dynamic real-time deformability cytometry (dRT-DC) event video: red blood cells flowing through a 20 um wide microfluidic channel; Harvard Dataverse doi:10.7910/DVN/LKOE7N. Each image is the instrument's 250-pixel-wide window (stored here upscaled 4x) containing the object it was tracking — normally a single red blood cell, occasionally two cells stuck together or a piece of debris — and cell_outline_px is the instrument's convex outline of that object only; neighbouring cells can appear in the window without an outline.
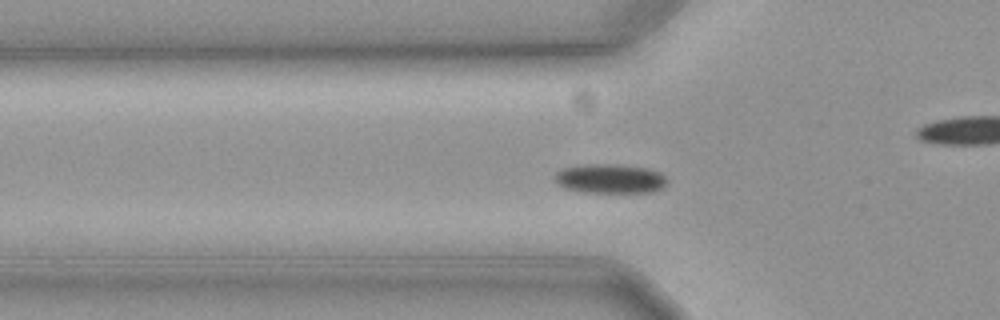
{"species": "common noctule bat (a hibernating species)", "species_latin": "Nyctalus noctula", "temperature_condition": "cold", "stored_images_in_passage": 49, "camera_frame_rate_fps": 3000, "um_per_image_px": 0.085, "animal": {"sex": "female", "body_mass_g": 19.3, "forearm_length_mm": 54.1}, "frame": {"image": 1, "passage_image": 15, "time_ms": 4.667, "image_size_px": [1000, 320], "cell_outline_px": [[668, 184], [652, 192], [584, 192], [564, 188], [556, 184], [556, 172], [564, 168], [588, 164], [608, 164], [648, 168], [660, 172], [668, 180]], "centroid_in_image_um": [51.87, 15.19], "position_along_channel_um": 73.9, "area_um2": 19.07}}
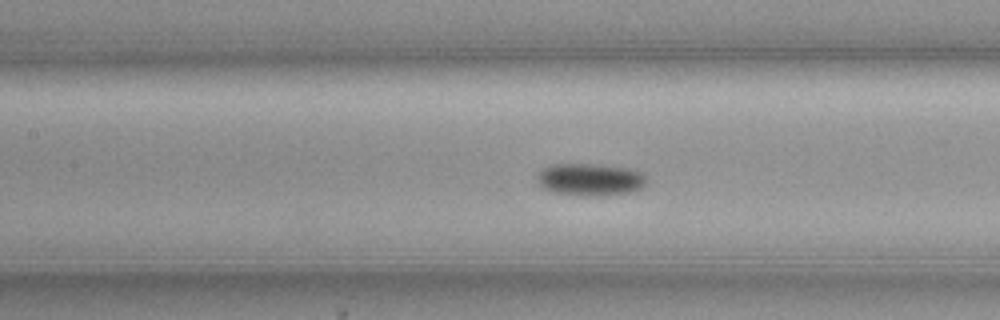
{"frame": {"image": 2, "passage_image": 22, "time_ms": 7.0, "image_size_px": [1000, 320], "cell_outline_px": [[648, 184], [632, 192], [604, 196], [580, 196], [552, 192], [544, 188], [536, 180], [536, 176], [544, 168], [552, 164], [600, 164], [632, 168], [644, 172], [648, 176]], "centroid_in_image_um": [50.25, 15.26], "position_along_channel_um": 157.2, "area_um2": 21.27}}
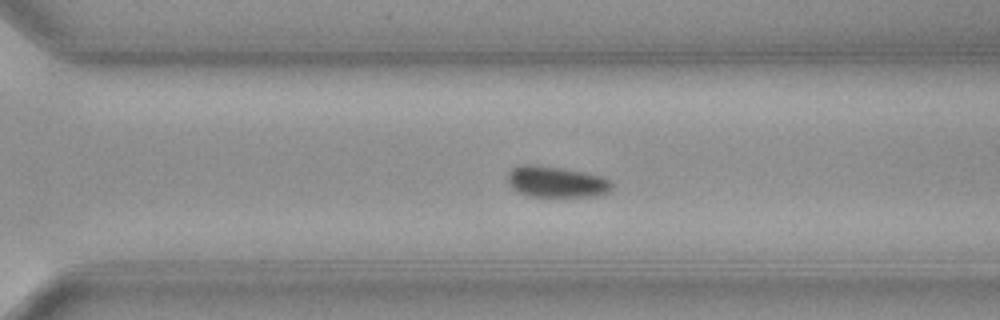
{"frame": {"image": 3, "passage_image": 36, "time_ms": 11.667, "image_size_px": [1000, 320], "cell_outline_px": [[612, 188], [608, 192], [596, 196], [528, 196], [516, 192], [508, 184], [508, 172], [512, 168], [520, 164], [536, 164], [564, 168], [600, 176], [608, 180], [612, 184]], "centroid_in_image_um": [47.22, 15.44], "position_along_channel_um": 323.4, "area_um2": 18.96}, "authors_computed_cell_mechanics": {"area_um2": 19.074, "velocity_mm_per_s": 3.5715, "shape_relaxation_time_tau1_ms": 2.9528, "shape_relaxation_time_tau2_ms": null, "deformation_change_tau1": 0.0536, "deformation_change_tau2": null}}